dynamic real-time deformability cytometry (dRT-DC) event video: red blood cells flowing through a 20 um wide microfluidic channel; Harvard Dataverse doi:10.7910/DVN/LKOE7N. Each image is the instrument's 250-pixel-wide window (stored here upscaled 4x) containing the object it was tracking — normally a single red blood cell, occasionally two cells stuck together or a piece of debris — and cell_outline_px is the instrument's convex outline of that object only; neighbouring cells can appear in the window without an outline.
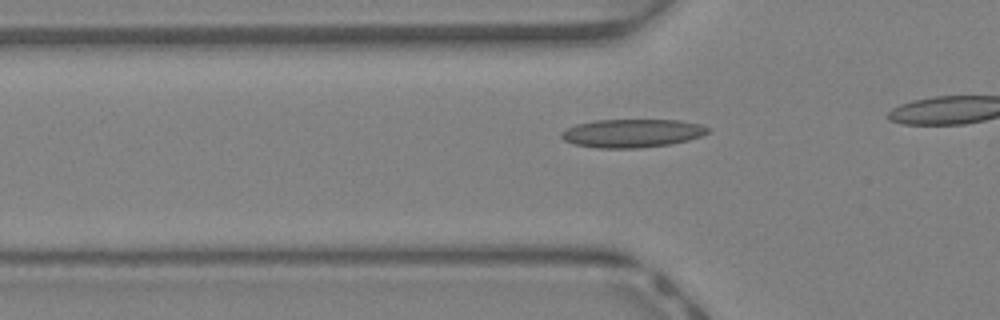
{"species": "Egyptian fruit bat (a non-hibernating species)", "species_latin": "Rousettus aegyptiacus", "temperature_condition": "warm", "stored_images_in_passage": 20, "camera_frame_rate_fps": 3000, "um_per_image_px": 0.085, "animal": {"sex": "female"}, "frame": {"image": 1, "passage_image": 12, "time_ms": 3.667, "image_size_px": [1000, 320], "cell_outline_px": [[708, 132], [700, 136], [688, 140], [668, 144], [640, 148], [596, 148], [572, 144], [564, 140], [560, 136], [560, 132], [576, 124], [596, 120], [680, 120], [700, 124], [708, 128]], "centroid_in_image_um": [53.68, 11.32], "position_along_channel_um": 72.1, "area_um2": 24.16}}
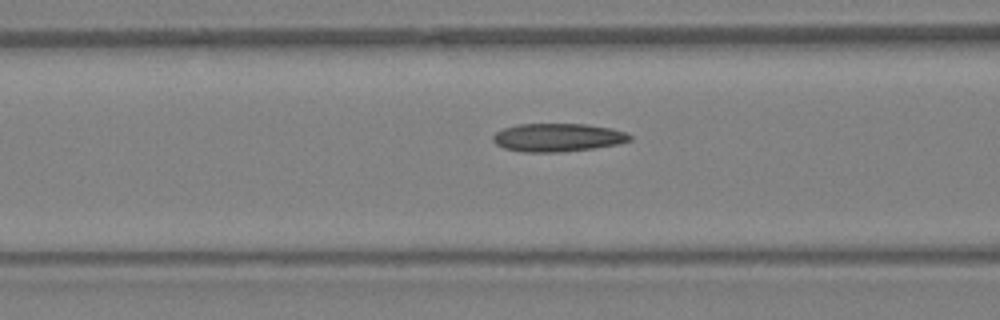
{"frame": {"image": 2, "passage_image": 15, "time_ms": 4.667, "image_size_px": [1000, 320], "cell_outline_px": [[632, 140], [620, 144], [592, 148], [560, 152], [524, 152], [504, 148], [496, 144], [492, 140], [492, 136], [496, 132], [504, 128], [520, 124], [584, 124], [612, 128], [628, 132], [632, 136]], "centroid_in_image_um": [47.44, 11.68], "position_along_channel_um": 119.2, "area_um2": 22.6}}